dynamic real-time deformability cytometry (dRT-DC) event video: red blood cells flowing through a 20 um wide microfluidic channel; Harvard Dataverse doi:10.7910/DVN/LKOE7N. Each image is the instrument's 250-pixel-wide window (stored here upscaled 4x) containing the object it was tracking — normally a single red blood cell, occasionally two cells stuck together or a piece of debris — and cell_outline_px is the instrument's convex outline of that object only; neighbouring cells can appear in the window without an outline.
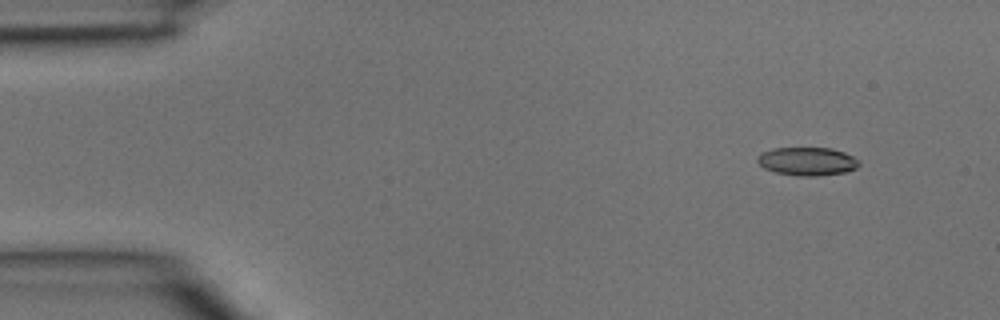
{"species": "common noctule bat (a hibernating species)", "species_latin": "Nyctalus noctula", "temperature_condition": "room temperature", "stored_images_in_passage": 3, "camera_frame_rate_fps": 3000, "um_per_image_px": 0.085, "animal": {"sex": "male", "body_mass_g": 15.6}, "frame": {"image": 1, "passage_image": 1, "time_ms": 0.0, "image_size_px": [1000, 320], "cell_outline_px": [[860, 164], [856, 168], [844, 172], [816, 176], [796, 176], [776, 172], [764, 168], [756, 160], [756, 156], [760, 152], [772, 148], [832, 148], [844, 152], [860, 160]], "centroid_in_image_um": [68.59, 13.71], "position_along_channel_um": 16.4, "area_um2": 16.88}}
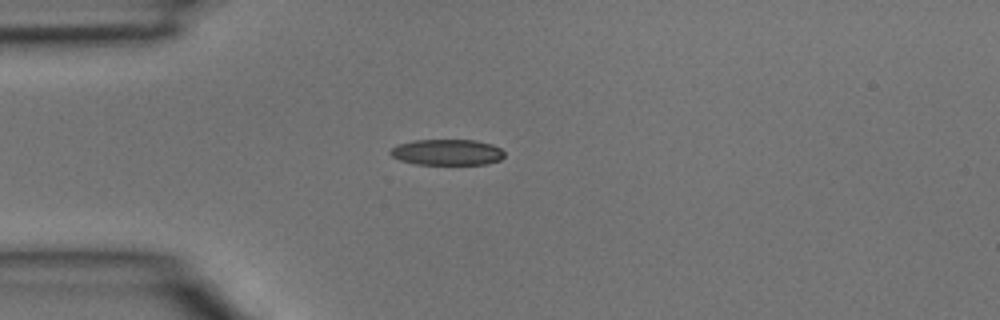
{"frame": {"image": 2, "passage_image": 3, "time_ms": 0.667, "image_size_px": [1000, 320], "cell_outline_px": [[504, 156], [500, 160], [484, 164], [416, 164], [400, 160], [392, 156], [388, 152], [396, 144], [412, 140], [476, 140], [492, 144], [500, 148], [504, 152]], "centroid_in_image_um": [37.98, 12.93], "position_along_channel_um": 47.0, "area_um2": 17.28}}